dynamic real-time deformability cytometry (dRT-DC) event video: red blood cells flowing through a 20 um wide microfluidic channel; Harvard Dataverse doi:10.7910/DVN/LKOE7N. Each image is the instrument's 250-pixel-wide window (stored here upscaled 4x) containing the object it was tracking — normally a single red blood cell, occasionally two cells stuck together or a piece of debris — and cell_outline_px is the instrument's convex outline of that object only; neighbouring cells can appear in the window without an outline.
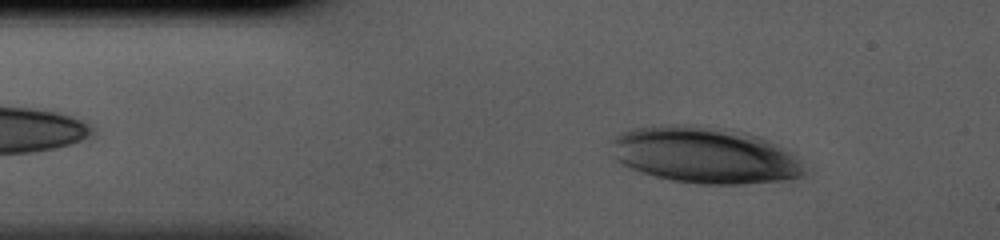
{"species": "human", "species_latin": "Homo sapiens", "temperature_condition": "cold", "stored_images_in_passage": 34, "camera_frame_rate_fps": 3000, "um_per_image_px": 0.085, "donor": {"sex": "male"}, "frame": {"image": 1, "passage_image": 4, "time_ms": 1.0, "image_size_px": [1000, 240], "cell_outline_px": [[808, 172], [804, 176], [792, 180], [744, 184], [696, 184], [672, 180], [652, 176], [640, 172], [620, 164], [616, 160], [612, 140], [620, 132], [632, 128], [652, 124], [692, 124], [740, 132], [756, 136], [788, 152], [800, 160]], "centroid_in_image_um": [59.86, 13.2], "position_along_channel_um": 25.1, "area_um2": 63.58}}
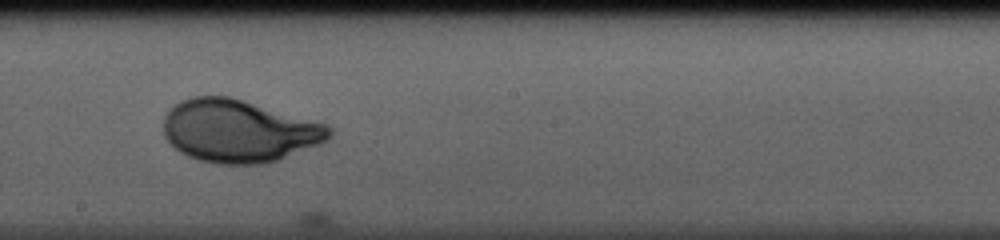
{"frame": {"image": 2, "passage_image": 21, "time_ms": 6.667, "image_size_px": [1000, 240], "cell_outline_px": [[332, 136], [328, 140], [320, 144], [280, 160], [264, 164], [220, 164], [200, 160], [188, 156], [180, 152], [164, 136], [164, 116], [180, 100], [192, 96], [228, 96], [328, 124], [332, 128]], "centroid_in_image_um": [20.34, 11.14], "position_along_channel_um": 227.9, "area_um2": 60.57}}
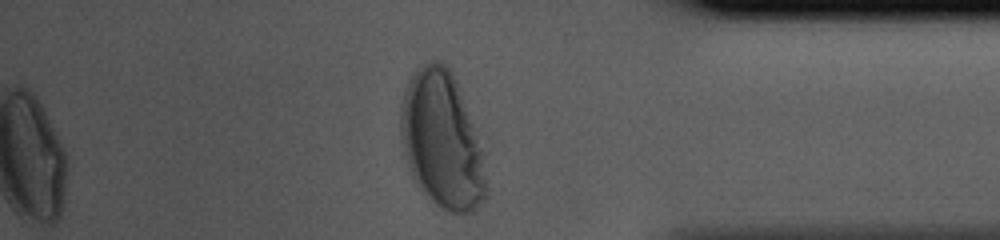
{"frame": {"image": 3, "passage_image": 34, "time_ms": 11.0, "image_size_px": [1000, 240], "cell_outline_px": [[488, 196], [472, 212], [448, 212], [436, 204], [420, 188], [412, 176], [408, 168], [404, 156], [400, 140], [400, 104], [408, 80], [412, 72], [420, 64], [432, 60], [440, 60], [452, 72], [480, 152], [488, 188]], "centroid_in_image_um": [37.49, 11.92], "position_along_channel_um": 397.7, "area_um2": 66.99}}